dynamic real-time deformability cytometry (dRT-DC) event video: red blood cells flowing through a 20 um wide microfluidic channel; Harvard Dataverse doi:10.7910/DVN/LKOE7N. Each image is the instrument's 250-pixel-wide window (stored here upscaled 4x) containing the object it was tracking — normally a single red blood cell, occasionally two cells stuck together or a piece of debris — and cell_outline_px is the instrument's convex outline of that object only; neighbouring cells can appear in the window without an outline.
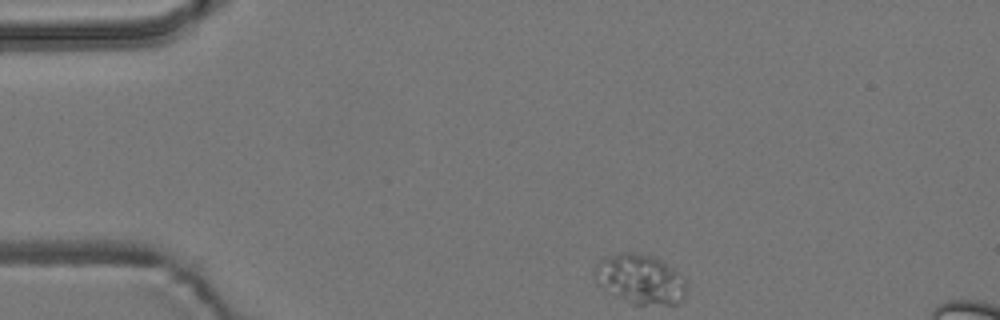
{"species": "common noctule bat (a hibernating species)", "species_latin": "Nyctalus noctula", "temperature_condition": "room temperature", "stored_images_in_passage": 49, "camera_frame_rate_fps": 3000, "um_per_image_px": 0.085, "animal": {"sex": "male", "body_mass_g": 19.2, "forearm_length_mm": 51.8}, "frame": {"image": 1, "passage_image": 1, "time_ms": 0.0, "image_size_px": [1000, 320], "cell_outline_px": [[688, 288], [684, 300], [676, 304], [632, 304], [608, 292], [596, 280], [592, 272], [596, 264], [600, 260], [620, 252], [632, 252], [652, 256], [660, 260], [672, 268], [684, 280]], "centroid_in_image_um": [54.42, 23.74], "position_along_channel_um": 30.6, "area_um2": 26.41}}
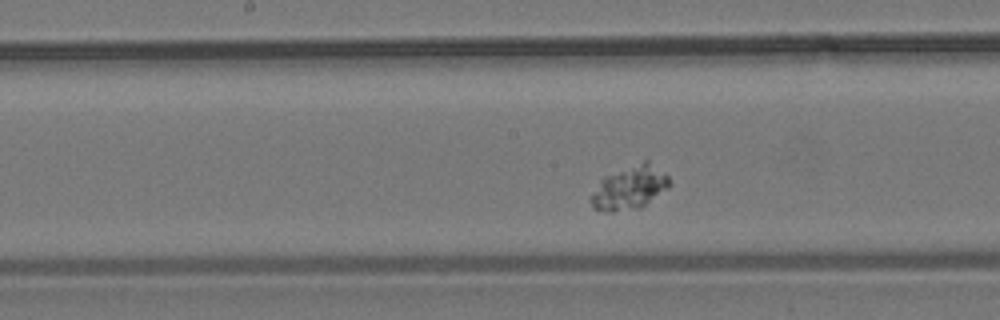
{"frame": {"image": 2, "passage_image": 20, "time_ms": 6.333, "image_size_px": [1000, 320], "cell_outline_px": [[668, 188], [640, 208], [612, 212], [608, 212], [592, 208], [588, 200], [588, 196], [600, 180], [604, 176], [644, 160], [648, 160], [664, 172], [668, 176]], "centroid_in_image_um": [53.45, 15.97], "position_along_channel_um": 194.7, "area_um2": 20.0}}
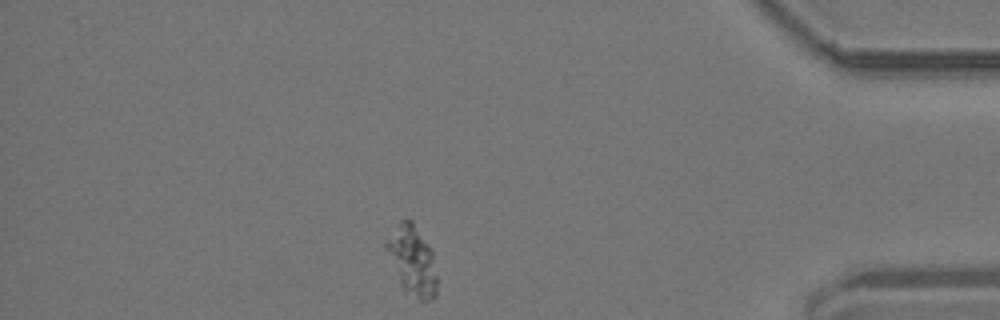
{"frame": {"image": 3, "passage_image": 41, "time_ms": 13.333, "image_size_px": [1000, 320], "cell_outline_px": [[436, 296], [432, 300], [420, 300], [404, 288], [400, 284], [384, 248], [384, 244], [396, 224], [400, 220], [412, 220], [428, 244], [432, 252], [436, 276]], "centroid_in_image_um": [35.02, 22.12], "position_along_channel_um": 400.2, "area_um2": 20.23}}